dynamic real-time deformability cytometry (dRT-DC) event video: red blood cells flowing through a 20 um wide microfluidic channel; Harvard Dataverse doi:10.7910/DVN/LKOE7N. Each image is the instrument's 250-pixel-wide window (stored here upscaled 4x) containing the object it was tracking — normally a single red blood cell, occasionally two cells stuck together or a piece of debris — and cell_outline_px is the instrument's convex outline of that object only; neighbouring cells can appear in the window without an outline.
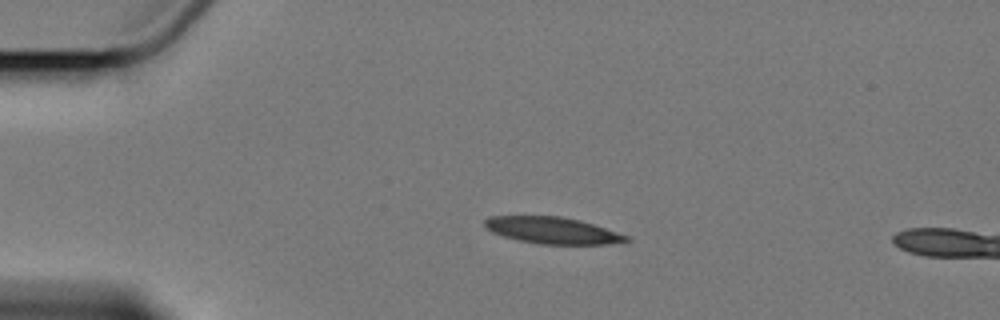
{"species": "Egyptian fruit bat (a non-hibernating species)", "species_latin": "Rousettus aegyptiacus", "temperature_condition": "cold", "stored_images_in_passage": 5, "camera_frame_rate_fps": 3000, "um_per_image_px": 0.085, "animal": {"sex": "female"}, "frame": {"image": 1, "passage_image": 3, "time_ms": 2.667, "image_size_px": [1000, 320], "cell_outline_px": [[632, 240], [604, 244], [540, 244], [520, 240], [504, 236], [492, 232], [484, 228], [484, 220], [488, 216], [560, 216], [580, 220], [628, 236]], "centroid_in_image_um": [46.9, 19.57], "position_along_channel_um": 38.1, "area_um2": 21.73}}